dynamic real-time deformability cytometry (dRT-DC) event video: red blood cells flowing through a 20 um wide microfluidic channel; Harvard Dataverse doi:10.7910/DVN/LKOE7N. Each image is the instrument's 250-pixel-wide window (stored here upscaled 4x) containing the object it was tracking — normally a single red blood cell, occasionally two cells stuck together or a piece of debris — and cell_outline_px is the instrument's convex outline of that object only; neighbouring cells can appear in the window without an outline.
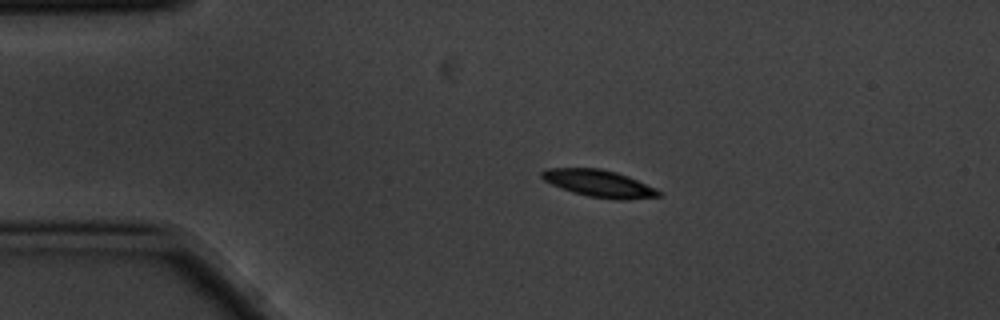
{"species": "common noctule bat (a hibernating species)", "species_latin": "Nyctalus noctula", "temperature_condition": "cold", "stored_images_in_passage": 3, "camera_frame_rate_fps": 3000, "um_per_image_px": 0.085, "animal": {"sex": "male", "body_mass_g": 20.1, "forearm_length_mm": 53.5}, "frame": {"image": 1, "passage_image": 1, "time_ms": 0.0, "image_size_px": [1000, 320], "cell_outline_px": [[660, 196], [628, 200], [612, 200], [588, 196], [572, 192], [552, 184], [544, 180], [540, 176], [540, 172], [548, 168], [600, 168], [616, 172], [628, 176], [656, 188], [660, 192]], "centroid_in_image_um": [50.92, 15.6], "position_along_channel_um": 34.1, "area_um2": 18.5}}
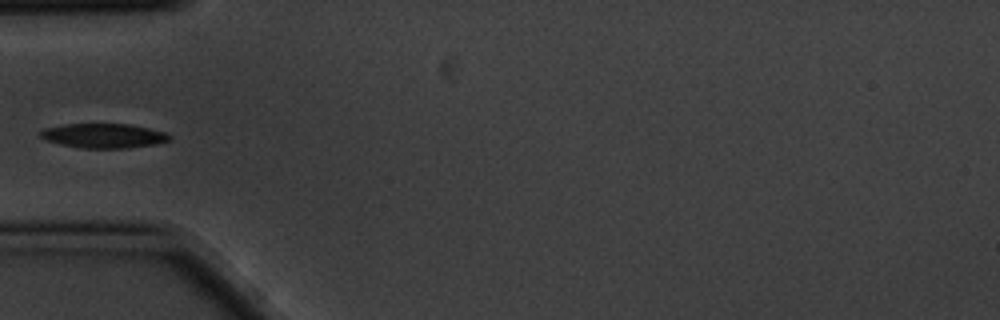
{"frame": {"image": 2, "passage_image": 3, "time_ms": 0.667, "image_size_px": [1000, 320], "cell_outline_px": [[172, 140], [156, 144], [128, 148], [84, 148], [60, 144], [48, 140], [40, 136], [36, 132], [44, 128], [64, 124], [128, 124], [148, 128], [164, 132], [172, 136]], "centroid_in_image_um": [8.81, 11.54], "position_along_channel_um": 76.2, "area_um2": 18.44}}